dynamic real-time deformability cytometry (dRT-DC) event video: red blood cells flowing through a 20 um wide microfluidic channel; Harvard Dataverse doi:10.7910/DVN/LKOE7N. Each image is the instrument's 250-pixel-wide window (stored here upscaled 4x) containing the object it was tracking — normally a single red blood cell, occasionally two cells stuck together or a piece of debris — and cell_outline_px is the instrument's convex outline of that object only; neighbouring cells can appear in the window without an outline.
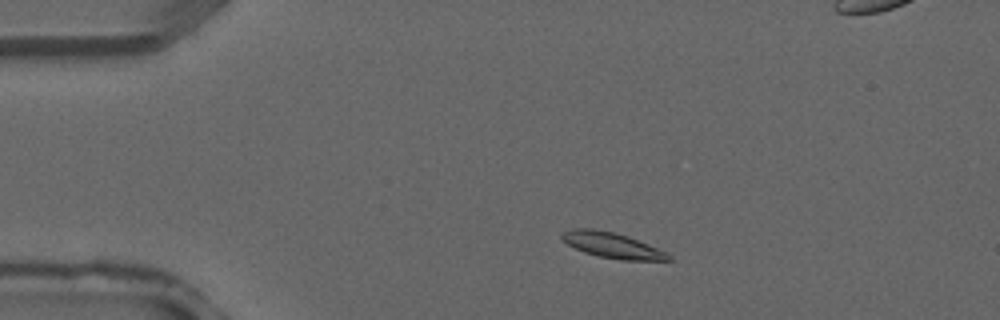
{"species": "common noctule bat (a hibernating species)", "species_latin": "Nyctalus noctula", "temperature_condition": "warm", "stored_images_in_passage": 4, "camera_frame_rate_fps": 3000, "um_per_image_px": 0.085, "animal": {"sex": "male", "forearm_length_mm": 52.5}, "frame": {"image": 1, "passage_image": 2, "time_ms": 0.333, "image_size_px": [1000, 320], "cell_outline_px": [[672, 260], [620, 260], [600, 256], [584, 252], [568, 244], [560, 236], [564, 232], [572, 228], [592, 228], [612, 232], [628, 236], [656, 248], [672, 256]], "centroid_in_image_um": [52.02, 20.84], "position_along_channel_um": 33.0, "area_um2": 15.49}}